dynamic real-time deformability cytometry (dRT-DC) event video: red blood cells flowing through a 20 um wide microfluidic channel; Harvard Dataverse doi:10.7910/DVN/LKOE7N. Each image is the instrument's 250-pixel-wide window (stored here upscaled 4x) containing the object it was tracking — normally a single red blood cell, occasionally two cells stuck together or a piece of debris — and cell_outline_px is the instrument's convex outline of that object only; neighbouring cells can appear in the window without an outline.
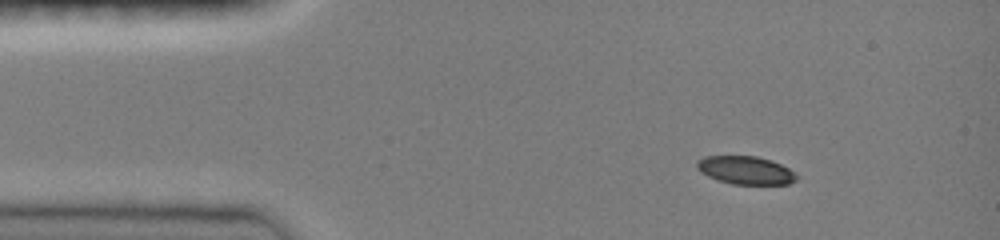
{"species": "common noctule bat (a hibernating species)", "species_latin": "Nyctalus noctula", "temperature_condition": "room temperature", "stored_images_in_passage": 37, "camera_frame_rate_fps": 3000, "um_per_image_px": 0.085, "animal": {"sex": "female", "body_mass_g": 19.0, "forearm_length_mm": 51.5}, "frame": {"image": 1, "passage_image": 1, "time_ms": 0.0, "image_size_px": [1000, 240], "cell_outline_px": [[800, 176], [796, 180], [788, 184], [732, 184], [716, 180], [700, 172], [696, 168], [696, 160], [704, 156], [756, 156], [772, 160], [788, 168]], "centroid_in_image_um": [63.36, 14.47], "position_along_channel_um": 21.6, "area_um2": 16.53}}
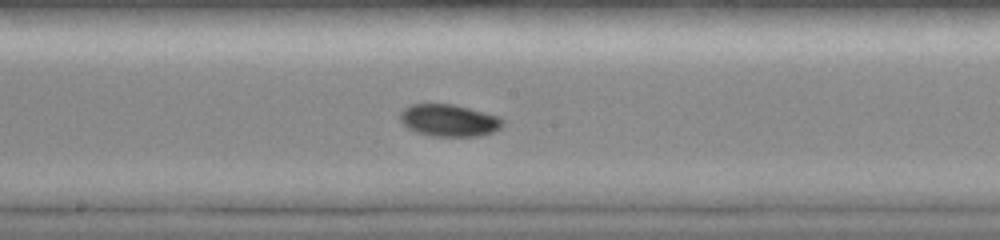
{"frame": {"image": 2, "passage_image": 17, "time_ms": 6.333, "image_size_px": [1000, 240], "cell_outline_px": [[504, 124], [500, 128], [492, 132], [480, 136], [432, 136], [416, 132], [408, 128], [400, 120], [400, 112], [404, 108], [412, 104], [452, 104], [500, 116], [504, 120]], "centroid_in_image_um": [38.18, 10.23], "position_along_channel_um": 210.0, "area_um2": 19.19}}
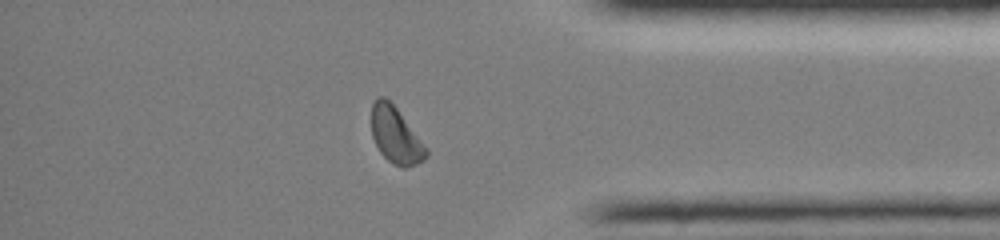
{"frame": {"image": 3, "passage_image": 31, "time_ms": 11.333, "image_size_px": [1000, 240], "cell_outline_px": [[428, 156], [424, 160], [416, 164], [404, 168], [392, 164], [380, 152], [372, 136], [372, 104], [376, 96], [384, 96], [396, 108], [428, 148]], "centroid_in_image_um": [33.64, 11.51], "position_along_channel_um": 401.6, "area_um2": 17.86}, "authors_computed_cell_mechanics": {"area_um2": 18.496, "velocity_mm_per_s": 3.9929, "shape_relaxation_time_tau1_ms": 2.6413, "shape_relaxation_time_tau2_ms": null, "deformation_change_tau1": 0.1021, "deformation_change_tau2": null}}